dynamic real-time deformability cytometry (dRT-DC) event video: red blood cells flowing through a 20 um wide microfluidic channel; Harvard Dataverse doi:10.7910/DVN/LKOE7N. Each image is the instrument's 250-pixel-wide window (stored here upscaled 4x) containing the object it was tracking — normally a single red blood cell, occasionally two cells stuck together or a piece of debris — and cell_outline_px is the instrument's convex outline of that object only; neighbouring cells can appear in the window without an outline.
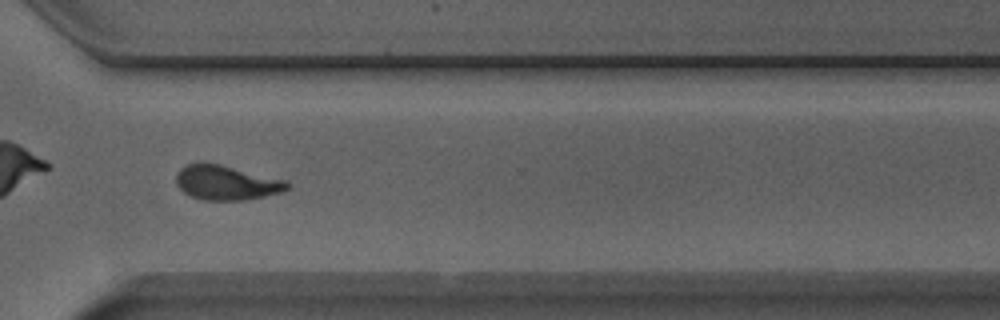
{"species": "Egyptian fruit bat (a non-hibernating species)", "species_latin": "Rousettus aegyptiacus", "temperature_condition": "room temperature", "stored_images_in_passage": 50, "camera_frame_rate_fps": 3000, "um_per_image_px": 0.085, "animal": {"sex": "male"}, "frame": {"image": 1, "passage_image": 36, "time_ms": 11.667, "image_size_px": [1000, 320], "cell_outline_px": [[292, 184], [288, 188], [280, 192], [264, 196], [244, 200], [200, 200], [184, 192], [176, 184], [176, 172], [180, 168], [188, 164], [220, 164], [288, 180]], "centroid_in_image_um": [19.27, 15.53], "position_along_channel_um": 351.3, "area_um2": 22.31}}
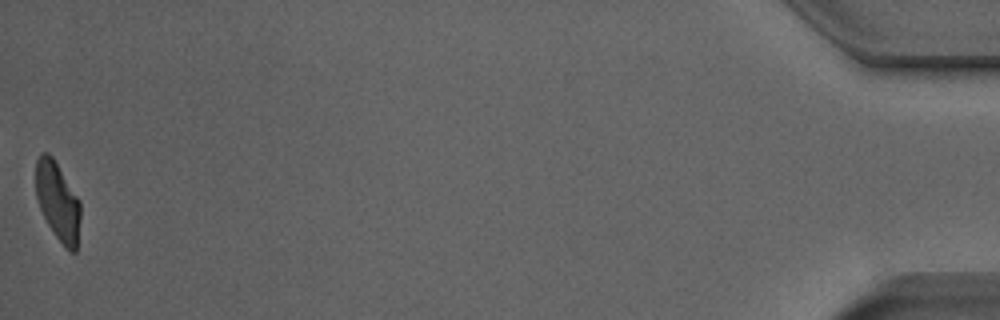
{"frame": {"image": 2, "passage_image": 50, "time_ms": 16.333, "image_size_px": [1000, 320], "cell_outline_px": [[80, 216], [76, 252], [72, 252], [64, 248], [48, 224], [40, 208], [36, 196], [36, 160], [44, 152], [48, 152], [52, 156], [80, 200]], "centroid_in_image_um": [4.92, 17.13], "position_along_channel_um": 430.3, "area_um2": 20.23}, "authors_computed_cell_mechanics": {"area_um2": 21.964, "velocity_mm_per_s": 3.9473, "shape_relaxation_time_tau1_ms": 6.6971, "shape_relaxation_time_tau2_ms": 1.4362, "deformation_change_tau1": 0.2067, "deformation_change_tau2": 0.0947}}